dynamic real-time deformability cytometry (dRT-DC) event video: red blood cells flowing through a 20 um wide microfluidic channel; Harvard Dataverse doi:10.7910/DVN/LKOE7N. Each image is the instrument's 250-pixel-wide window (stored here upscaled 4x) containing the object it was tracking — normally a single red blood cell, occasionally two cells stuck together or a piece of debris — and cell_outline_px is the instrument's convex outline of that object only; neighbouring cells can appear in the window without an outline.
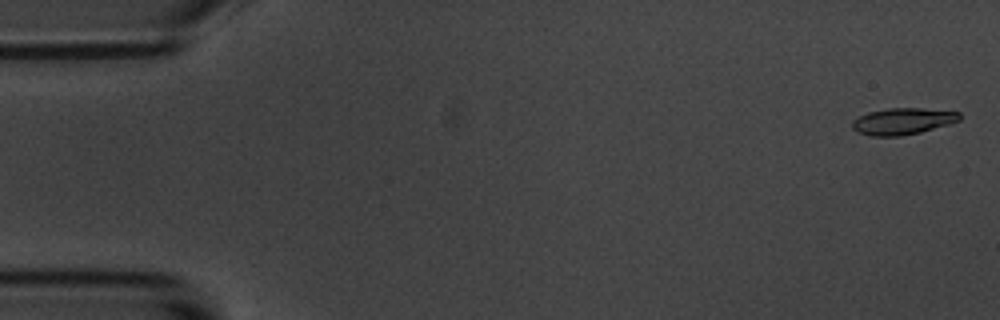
{"species": "common noctule bat (a hibernating species)", "species_latin": "Nyctalus noctula", "temperature_condition": "room temperature", "stored_images_in_passage": 56, "camera_frame_rate_fps": 3000, "um_per_image_px": 0.085, "animal": {"sex": "male", "body_mass_g": 20.1, "forearm_length_mm": 53.5}, "frame": {"image": 1, "passage_image": 2, "time_ms": 0.333, "image_size_px": [1000, 320], "cell_outline_px": [[960, 120], [948, 124], [920, 132], [900, 136], [872, 136], [856, 132], [852, 128], [852, 120], [868, 112], [888, 108], [920, 108], [960, 112]], "centroid_in_image_um": [76.7, 10.31], "position_along_channel_um": 8.3, "area_um2": 16.53}}
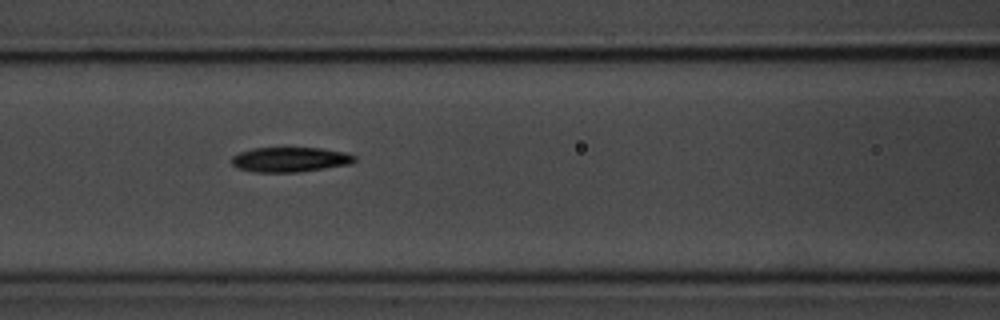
{"frame": {"image": 2, "passage_image": 24, "time_ms": 7.667, "image_size_px": [1000, 320], "cell_outline_px": [[356, 160], [348, 164], [324, 168], [296, 172], [256, 172], [240, 168], [232, 164], [232, 156], [240, 152], [252, 148], [320, 148], [344, 152], [356, 156]], "centroid_in_image_um": [24.65, 13.55], "position_along_channel_um": 142.0, "area_um2": 17.51}}
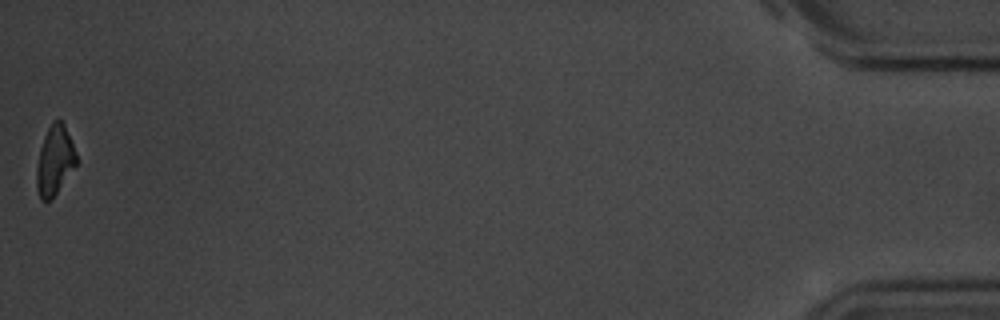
{"frame": {"image": 3, "passage_image": 56, "time_ms": 18.333, "image_size_px": [1000, 320], "cell_outline_px": [[76, 164], [52, 200], [40, 200], [36, 188], [36, 168], [40, 148], [44, 136], [52, 120], [56, 116], [60, 116], [64, 124], [76, 152]], "centroid_in_image_um": [4.63, 13.61], "position_along_channel_um": 430.6, "area_um2": 16.24}, "authors_computed_cell_mechanics": {"area_um2": 17.5423, "velocity_mm_per_s": 3.6244, "shape_relaxation_time_tau1_ms": 4.1945, "shape_relaxation_time_tau2_ms": null, "deformation_change_tau1": 0.1452, "deformation_change_tau2": null}}